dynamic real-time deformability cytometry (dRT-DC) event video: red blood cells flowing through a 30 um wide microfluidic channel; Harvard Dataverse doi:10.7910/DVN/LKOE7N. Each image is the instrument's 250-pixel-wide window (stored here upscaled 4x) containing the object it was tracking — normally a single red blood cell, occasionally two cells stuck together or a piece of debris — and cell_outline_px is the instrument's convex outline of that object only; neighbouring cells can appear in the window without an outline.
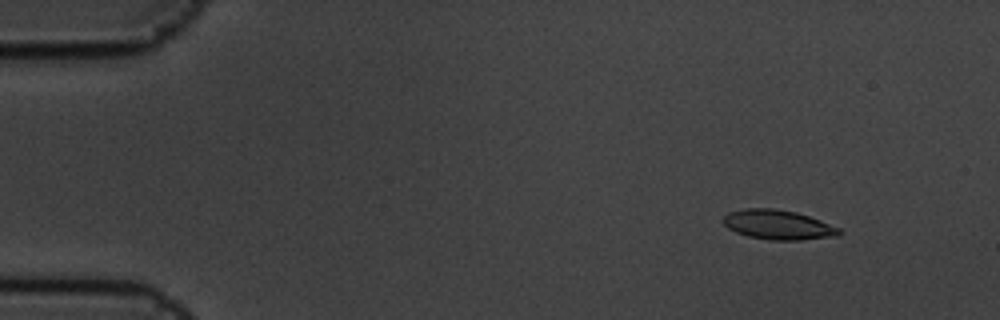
{"species": "common noctule bat (a hibernating species)", "species_latin": "Nyctalus noctula", "temperature_condition": "cold", "stored_images_in_passage": 5, "camera_frame_rate_fps": 3000, "um_per_image_px": 0.085, "animal": {"sex": "male", "body_mass_g": 19.5, "forearm_length_mm": 54.6}, "frame": {"image": 1, "passage_image": 2, "time_ms": 0.333, "image_size_px": [1000, 320], "cell_outline_px": [[844, 232], [840, 236], [800, 240], [768, 240], [748, 236], [736, 232], [728, 228], [724, 224], [724, 216], [728, 212], [744, 208], [772, 208], [796, 212], [820, 220], [840, 228]], "centroid_in_image_um": [66.17, 19.11], "position_along_channel_um": 18.8, "area_um2": 20.11}}
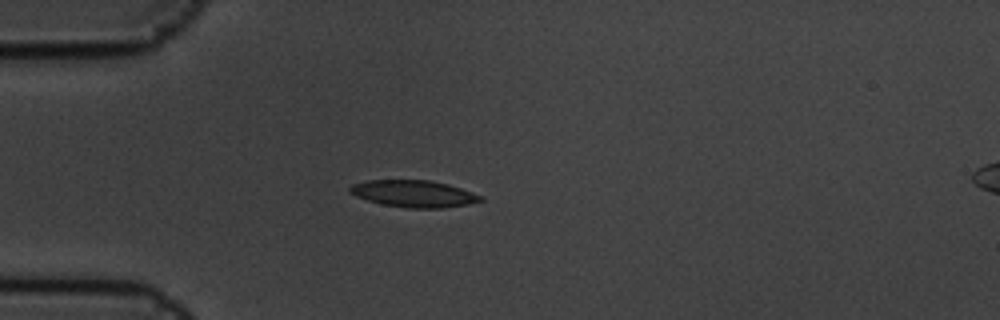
{"frame": {"image": 2, "passage_image": 5, "time_ms": 1.333, "image_size_px": [1000, 320], "cell_outline_px": [[484, 200], [468, 204], [444, 208], [408, 208], [384, 204], [368, 200], [356, 196], [348, 192], [348, 188], [352, 184], [368, 180], [428, 180], [448, 184], [484, 196]], "centroid_in_image_um": [35.18, 16.46], "position_along_channel_um": 49.8, "area_um2": 20.46}}